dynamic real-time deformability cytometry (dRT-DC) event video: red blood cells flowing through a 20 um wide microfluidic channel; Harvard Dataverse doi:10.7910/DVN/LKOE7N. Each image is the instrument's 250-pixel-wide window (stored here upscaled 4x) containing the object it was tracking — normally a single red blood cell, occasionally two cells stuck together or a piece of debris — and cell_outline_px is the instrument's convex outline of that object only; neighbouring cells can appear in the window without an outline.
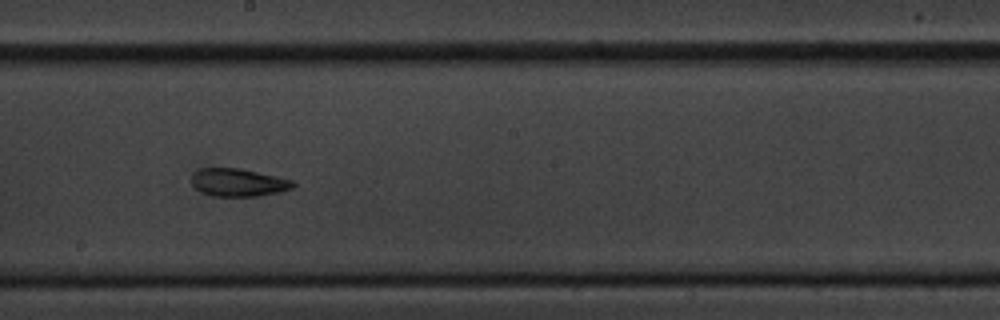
{"species": "common noctule bat (a hibernating species)", "species_latin": "Nyctalus noctula", "temperature_condition": "cold", "stored_images_in_passage": 20, "camera_frame_rate_fps": 3000, "um_per_image_px": 0.085, "animal": {"sex": "male", "body_mass_g": 20.1, "forearm_length_mm": 53.5}, "frame": {"image": 1, "passage_image": 17, "time_ms": 5.333, "image_size_px": [1000, 320], "cell_outline_px": [[296, 184], [292, 188], [280, 192], [256, 196], [212, 196], [200, 192], [192, 184], [192, 172], [200, 168], [240, 168], [276, 176], [292, 180]], "centroid_in_image_um": [20.23, 15.51], "position_along_channel_um": 228.0, "area_um2": 16.53}}